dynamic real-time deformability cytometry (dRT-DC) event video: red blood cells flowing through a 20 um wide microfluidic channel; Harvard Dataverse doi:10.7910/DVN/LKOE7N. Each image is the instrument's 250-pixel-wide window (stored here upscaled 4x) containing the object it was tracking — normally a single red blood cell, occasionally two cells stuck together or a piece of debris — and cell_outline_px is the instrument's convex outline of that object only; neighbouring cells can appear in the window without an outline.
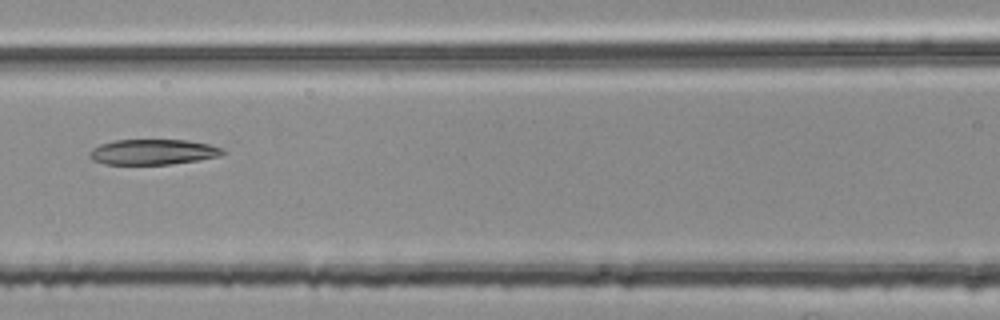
{"species": "common noctule bat (a hibernating species)", "species_latin": "Nyctalus noctula", "temperature_condition": "room temperature", "stored_images_in_passage": 6, "camera_frame_rate_fps": 3000, "um_per_image_px": 0.085, "animal": {"sex": "female", "body_mass_g": 25.1}, "frame": {"image": 1, "passage_image": 6, "time_ms": 1.667, "image_size_px": [1000, 320], "cell_outline_px": [[228, 152], [220, 156], [200, 160], [172, 164], [104, 164], [92, 160], [88, 156], [88, 152], [92, 148], [100, 144], [116, 140], [188, 140], [208, 144], [224, 148]], "centroid_in_image_um": [13.03, 12.92], "position_along_channel_um": 153.6, "area_um2": 19.94}}